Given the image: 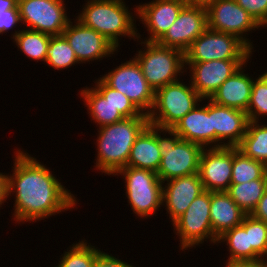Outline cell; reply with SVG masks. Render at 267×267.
I'll use <instances>...</instances> for the list:
<instances>
[{
    "mask_svg": "<svg viewBox=\"0 0 267 267\" xmlns=\"http://www.w3.org/2000/svg\"><path fill=\"white\" fill-rule=\"evenodd\" d=\"M65 6L64 0H20L18 2L21 23L31 30L51 36L62 35L71 21Z\"/></svg>",
    "mask_w": 267,
    "mask_h": 267,
    "instance_id": "11",
    "label": "cell"
},
{
    "mask_svg": "<svg viewBox=\"0 0 267 267\" xmlns=\"http://www.w3.org/2000/svg\"><path fill=\"white\" fill-rule=\"evenodd\" d=\"M249 121L241 143L237 146L245 156L267 166V125Z\"/></svg>",
    "mask_w": 267,
    "mask_h": 267,
    "instance_id": "27",
    "label": "cell"
},
{
    "mask_svg": "<svg viewBox=\"0 0 267 267\" xmlns=\"http://www.w3.org/2000/svg\"><path fill=\"white\" fill-rule=\"evenodd\" d=\"M162 132L171 137H162ZM157 144L162 156L157 175L163 184L173 178L199 173L200 157L204 149L202 146L181 139L172 129L159 127Z\"/></svg>",
    "mask_w": 267,
    "mask_h": 267,
    "instance_id": "4",
    "label": "cell"
},
{
    "mask_svg": "<svg viewBox=\"0 0 267 267\" xmlns=\"http://www.w3.org/2000/svg\"><path fill=\"white\" fill-rule=\"evenodd\" d=\"M248 14L261 26L267 23V0H236Z\"/></svg>",
    "mask_w": 267,
    "mask_h": 267,
    "instance_id": "35",
    "label": "cell"
},
{
    "mask_svg": "<svg viewBox=\"0 0 267 267\" xmlns=\"http://www.w3.org/2000/svg\"><path fill=\"white\" fill-rule=\"evenodd\" d=\"M109 87L120 91L144 114L154 105L155 91L142 74L140 65L132 58L100 77Z\"/></svg>",
    "mask_w": 267,
    "mask_h": 267,
    "instance_id": "10",
    "label": "cell"
},
{
    "mask_svg": "<svg viewBox=\"0 0 267 267\" xmlns=\"http://www.w3.org/2000/svg\"><path fill=\"white\" fill-rule=\"evenodd\" d=\"M206 11L209 29L235 35L251 50L253 49L251 40L244 35L261 26L237 4L236 0H217Z\"/></svg>",
    "mask_w": 267,
    "mask_h": 267,
    "instance_id": "12",
    "label": "cell"
},
{
    "mask_svg": "<svg viewBox=\"0 0 267 267\" xmlns=\"http://www.w3.org/2000/svg\"><path fill=\"white\" fill-rule=\"evenodd\" d=\"M161 152L157 144V127L149 124L136 138L126 166L158 171Z\"/></svg>",
    "mask_w": 267,
    "mask_h": 267,
    "instance_id": "23",
    "label": "cell"
},
{
    "mask_svg": "<svg viewBox=\"0 0 267 267\" xmlns=\"http://www.w3.org/2000/svg\"><path fill=\"white\" fill-rule=\"evenodd\" d=\"M8 175L0 172V207L8 198Z\"/></svg>",
    "mask_w": 267,
    "mask_h": 267,
    "instance_id": "41",
    "label": "cell"
},
{
    "mask_svg": "<svg viewBox=\"0 0 267 267\" xmlns=\"http://www.w3.org/2000/svg\"><path fill=\"white\" fill-rule=\"evenodd\" d=\"M14 156L13 173L8 174L7 189L8 198L15 193L12 215L16 223L37 222L74 209L77 198L65 189L47 166L22 150L17 149Z\"/></svg>",
    "mask_w": 267,
    "mask_h": 267,
    "instance_id": "1",
    "label": "cell"
},
{
    "mask_svg": "<svg viewBox=\"0 0 267 267\" xmlns=\"http://www.w3.org/2000/svg\"><path fill=\"white\" fill-rule=\"evenodd\" d=\"M140 44H144L145 49L138 50L133 58L140 65L142 74L154 91L180 80L181 73L186 72L182 51L161 46L157 42L141 41Z\"/></svg>",
    "mask_w": 267,
    "mask_h": 267,
    "instance_id": "5",
    "label": "cell"
},
{
    "mask_svg": "<svg viewBox=\"0 0 267 267\" xmlns=\"http://www.w3.org/2000/svg\"><path fill=\"white\" fill-rule=\"evenodd\" d=\"M93 267H134L121 259H118L112 254H107L101 251L94 260Z\"/></svg>",
    "mask_w": 267,
    "mask_h": 267,
    "instance_id": "36",
    "label": "cell"
},
{
    "mask_svg": "<svg viewBox=\"0 0 267 267\" xmlns=\"http://www.w3.org/2000/svg\"><path fill=\"white\" fill-rule=\"evenodd\" d=\"M81 98L87 106L88 114L99 128L124 120L118 109L109 99H106L95 87H86L81 90Z\"/></svg>",
    "mask_w": 267,
    "mask_h": 267,
    "instance_id": "25",
    "label": "cell"
},
{
    "mask_svg": "<svg viewBox=\"0 0 267 267\" xmlns=\"http://www.w3.org/2000/svg\"><path fill=\"white\" fill-rule=\"evenodd\" d=\"M252 50L237 36L207 28L184 53L185 62L249 60Z\"/></svg>",
    "mask_w": 267,
    "mask_h": 267,
    "instance_id": "8",
    "label": "cell"
},
{
    "mask_svg": "<svg viewBox=\"0 0 267 267\" xmlns=\"http://www.w3.org/2000/svg\"><path fill=\"white\" fill-rule=\"evenodd\" d=\"M249 60H213L185 62L189 66L190 84L203 99H210L229 77Z\"/></svg>",
    "mask_w": 267,
    "mask_h": 267,
    "instance_id": "14",
    "label": "cell"
},
{
    "mask_svg": "<svg viewBox=\"0 0 267 267\" xmlns=\"http://www.w3.org/2000/svg\"><path fill=\"white\" fill-rule=\"evenodd\" d=\"M246 214L226 191L210 192V219L213 233L220 237L225 231L242 223Z\"/></svg>",
    "mask_w": 267,
    "mask_h": 267,
    "instance_id": "22",
    "label": "cell"
},
{
    "mask_svg": "<svg viewBox=\"0 0 267 267\" xmlns=\"http://www.w3.org/2000/svg\"><path fill=\"white\" fill-rule=\"evenodd\" d=\"M21 22L20 14H1L0 15V34L13 29Z\"/></svg>",
    "mask_w": 267,
    "mask_h": 267,
    "instance_id": "37",
    "label": "cell"
},
{
    "mask_svg": "<svg viewBox=\"0 0 267 267\" xmlns=\"http://www.w3.org/2000/svg\"><path fill=\"white\" fill-rule=\"evenodd\" d=\"M254 218L264 221L267 223V189L264 192L263 197L259 200L258 205L251 213Z\"/></svg>",
    "mask_w": 267,
    "mask_h": 267,
    "instance_id": "38",
    "label": "cell"
},
{
    "mask_svg": "<svg viewBox=\"0 0 267 267\" xmlns=\"http://www.w3.org/2000/svg\"><path fill=\"white\" fill-rule=\"evenodd\" d=\"M267 173V166L245 156L237 147H233V165L231 184L261 179Z\"/></svg>",
    "mask_w": 267,
    "mask_h": 267,
    "instance_id": "29",
    "label": "cell"
},
{
    "mask_svg": "<svg viewBox=\"0 0 267 267\" xmlns=\"http://www.w3.org/2000/svg\"><path fill=\"white\" fill-rule=\"evenodd\" d=\"M216 1L217 0H189L188 4L207 9L209 6H211Z\"/></svg>",
    "mask_w": 267,
    "mask_h": 267,
    "instance_id": "42",
    "label": "cell"
},
{
    "mask_svg": "<svg viewBox=\"0 0 267 267\" xmlns=\"http://www.w3.org/2000/svg\"><path fill=\"white\" fill-rule=\"evenodd\" d=\"M242 65L210 98L215 104L247 111L254 78L244 73Z\"/></svg>",
    "mask_w": 267,
    "mask_h": 267,
    "instance_id": "21",
    "label": "cell"
},
{
    "mask_svg": "<svg viewBox=\"0 0 267 267\" xmlns=\"http://www.w3.org/2000/svg\"><path fill=\"white\" fill-rule=\"evenodd\" d=\"M94 83L95 88L118 109L124 118H132L137 116H148L142 113L134 103L123 93L109 87L101 78Z\"/></svg>",
    "mask_w": 267,
    "mask_h": 267,
    "instance_id": "33",
    "label": "cell"
},
{
    "mask_svg": "<svg viewBox=\"0 0 267 267\" xmlns=\"http://www.w3.org/2000/svg\"><path fill=\"white\" fill-rule=\"evenodd\" d=\"M172 225L175 234L179 236L182 251L196 247L195 245L208 239L216 244L218 237L213 233L210 219V191H204L196 197Z\"/></svg>",
    "mask_w": 267,
    "mask_h": 267,
    "instance_id": "9",
    "label": "cell"
},
{
    "mask_svg": "<svg viewBox=\"0 0 267 267\" xmlns=\"http://www.w3.org/2000/svg\"><path fill=\"white\" fill-rule=\"evenodd\" d=\"M124 176L126 196L132 211L142 219L150 217L163 205V182L156 172L126 166L115 175Z\"/></svg>",
    "mask_w": 267,
    "mask_h": 267,
    "instance_id": "7",
    "label": "cell"
},
{
    "mask_svg": "<svg viewBox=\"0 0 267 267\" xmlns=\"http://www.w3.org/2000/svg\"><path fill=\"white\" fill-rule=\"evenodd\" d=\"M249 239L252 249L262 258H267V223L249 215Z\"/></svg>",
    "mask_w": 267,
    "mask_h": 267,
    "instance_id": "34",
    "label": "cell"
},
{
    "mask_svg": "<svg viewBox=\"0 0 267 267\" xmlns=\"http://www.w3.org/2000/svg\"><path fill=\"white\" fill-rule=\"evenodd\" d=\"M205 100H209L207 102L208 104L203 107H200V104H198L179 120L172 130L179 135L181 139L198 144L203 148H215L216 133L215 130L212 129L211 123V100Z\"/></svg>",
    "mask_w": 267,
    "mask_h": 267,
    "instance_id": "20",
    "label": "cell"
},
{
    "mask_svg": "<svg viewBox=\"0 0 267 267\" xmlns=\"http://www.w3.org/2000/svg\"><path fill=\"white\" fill-rule=\"evenodd\" d=\"M163 184L162 203L166 206L172 223L190 206L191 202L203 193L204 187L199 173L173 178Z\"/></svg>",
    "mask_w": 267,
    "mask_h": 267,
    "instance_id": "18",
    "label": "cell"
},
{
    "mask_svg": "<svg viewBox=\"0 0 267 267\" xmlns=\"http://www.w3.org/2000/svg\"><path fill=\"white\" fill-rule=\"evenodd\" d=\"M187 4L184 0H153L137 6V16L141 19L149 37L146 42H158L177 19L182 8Z\"/></svg>",
    "mask_w": 267,
    "mask_h": 267,
    "instance_id": "17",
    "label": "cell"
},
{
    "mask_svg": "<svg viewBox=\"0 0 267 267\" xmlns=\"http://www.w3.org/2000/svg\"><path fill=\"white\" fill-rule=\"evenodd\" d=\"M69 249V251L68 249L64 251L62 258L60 257V263L55 267H93L95 258L101 252L86 240L73 243Z\"/></svg>",
    "mask_w": 267,
    "mask_h": 267,
    "instance_id": "31",
    "label": "cell"
},
{
    "mask_svg": "<svg viewBox=\"0 0 267 267\" xmlns=\"http://www.w3.org/2000/svg\"><path fill=\"white\" fill-rule=\"evenodd\" d=\"M202 101L203 98L191 84L187 86L178 80L160 87L155 91L154 105L148 114L149 124L172 129Z\"/></svg>",
    "mask_w": 267,
    "mask_h": 267,
    "instance_id": "6",
    "label": "cell"
},
{
    "mask_svg": "<svg viewBox=\"0 0 267 267\" xmlns=\"http://www.w3.org/2000/svg\"><path fill=\"white\" fill-rule=\"evenodd\" d=\"M225 267H267L266 259L256 261H233L226 262Z\"/></svg>",
    "mask_w": 267,
    "mask_h": 267,
    "instance_id": "39",
    "label": "cell"
},
{
    "mask_svg": "<svg viewBox=\"0 0 267 267\" xmlns=\"http://www.w3.org/2000/svg\"><path fill=\"white\" fill-rule=\"evenodd\" d=\"M227 244L229 257L226 262L256 261L262 259L251 247L249 239V215H246L242 223L225 231L218 237L217 243Z\"/></svg>",
    "mask_w": 267,
    "mask_h": 267,
    "instance_id": "24",
    "label": "cell"
},
{
    "mask_svg": "<svg viewBox=\"0 0 267 267\" xmlns=\"http://www.w3.org/2000/svg\"><path fill=\"white\" fill-rule=\"evenodd\" d=\"M75 24L70 21L62 35L69 42L70 47L81 64L93 60H102L103 57H111L118 49L105 37L94 29L84 26L75 19ZM114 52V53H113Z\"/></svg>",
    "mask_w": 267,
    "mask_h": 267,
    "instance_id": "15",
    "label": "cell"
},
{
    "mask_svg": "<svg viewBox=\"0 0 267 267\" xmlns=\"http://www.w3.org/2000/svg\"><path fill=\"white\" fill-rule=\"evenodd\" d=\"M148 125V116H137L100 127L96 140V170L109 176L126 167L136 138Z\"/></svg>",
    "mask_w": 267,
    "mask_h": 267,
    "instance_id": "2",
    "label": "cell"
},
{
    "mask_svg": "<svg viewBox=\"0 0 267 267\" xmlns=\"http://www.w3.org/2000/svg\"><path fill=\"white\" fill-rule=\"evenodd\" d=\"M248 122L246 112L211 101V123L216 133V147H237L246 133ZM226 140L227 143L224 142Z\"/></svg>",
    "mask_w": 267,
    "mask_h": 267,
    "instance_id": "19",
    "label": "cell"
},
{
    "mask_svg": "<svg viewBox=\"0 0 267 267\" xmlns=\"http://www.w3.org/2000/svg\"><path fill=\"white\" fill-rule=\"evenodd\" d=\"M124 0H87L82 11L76 18L84 26L94 29L112 43L117 49L119 37H129V39H141L137 33L136 24L137 6L130 12ZM135 37V38H134Z\"/></svg>",
    "mask_w": 267,
    "mask_h": 267,
    "instance_id": "3",
    "label": "cell"
},
{
    "mask_svg": "<svg viewBox=\"0 0 267 267\" xmlns=\"http://www.w3.org/2000/svg\"><path fill=\"white\" fill-rule=\"evenodd\" d=\"M266 189L267 173L261 179L231 184L226 192L246 215H251Z\"/></svg>",
    "mask_w": 267,
    "mask_h": 267,
    "instance_id": "26",
    "label": "cell"
},
{
    "mask_svg": "<svg viewBox=\"0 0 267 267\" xmlns=\"http://www.w3.org/2000/svg\"><path fill=\"white\" fill-rule=\"evenodd\" d=\"M207 28L206 9L187 3L180 11L175 22L157 43L185 53L192 42Z\"/></svg>",
    "mask_w": 267,
    "mask_h": 267,
    "instance_id": "13",
    "label": "cell"
},
{
    "mask_svg": "<svg viewBox=\"0 0 267 267\" xmlns=\"http://www.w3.org/2000/svg\"><path fill=\"white\" fill-rule=\"evenodd\" d=\"M45 63L56 70L67 69L76 63L79 64L74 50L63 35L51 36Z\"/></svg>",
    "mask_w": 267,
    "mask_h": 267,
    "instance_id": "30",
    "label": "cell"
},
{
    "mask_svg": "<svg viewBox=\"0 0 267 267\" xmlns=\"http://www.w3.org/2000/svg\"><path fill=\"white\" fill-rule=\"evenodd\" d=\"M233 147L204 148L200 157L199 176L205 191H227L231 185Z\"/></svg>",
    "mask_w": 267,
    "mask_h": 267,
    "instance_id": "16",
    "label": "cell"
},
{
    "mask_svg": "<svg viewBox=\"0 0 267 267\" xmlns=\"http://www.w3.org/2000/svg\"><path fill=\"white\" fill-rule=\"evenodd\" d=\"M1 14H20L18 2L15 0H0V15Z\"/></svg>",
    "mask_w": 267,
    "mask_h": 267,
    "instance_id": "40",
    "label": "cell"
},
{
    "mask_svg": "<svg viewBox=\"0 0 267 267\" xmlns=\"http://www.w3.org/2000/svg\"><path fill=\"white\" fill-rule=\"evenodd\" d=\"M17 48L27 57L46 62L51 35L24 28L12 34Z\"/></svg>",
    "mask_w": 267,
    "mask_h": 267,
    "instance_id": "28",
    "label": "cell"
},
{
    "mask_svg": "<svg viewBox=\"0 0 267 267\" xmlns=\"http://www.w3.org/2000/svg\"><path fill=\"white\" fill-rule=\"evenodd\" d=\"M246 113L249 121L259 122V118L266 117L267 71L253 81L250 102Z\"/></svg>",
    "mask_w": 267,
    "mask_h": 267,
    "instance_id": "32",
    "label": "cell"
}]
</instances>
